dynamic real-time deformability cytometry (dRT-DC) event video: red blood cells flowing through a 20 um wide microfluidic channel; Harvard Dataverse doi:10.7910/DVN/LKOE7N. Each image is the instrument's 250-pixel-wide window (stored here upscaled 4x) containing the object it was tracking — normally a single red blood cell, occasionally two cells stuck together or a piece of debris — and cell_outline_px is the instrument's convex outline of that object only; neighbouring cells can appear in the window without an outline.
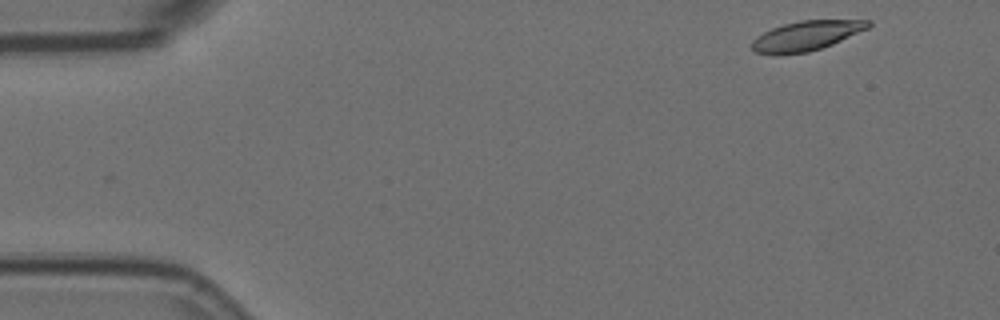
{"species": "Egyptian fruit bat (a non-hibernating species)", "species_latin": "Rousettus aegyptiacus", "temperature_condition": "room temperature", "stored_images_in_passage": 4, "camera_frame_rate_fps": 3000, "um_per_image_px": 0.085, "animal": {"sex": "female"}, "frame": {"image": 1, "passage_image": 1, "time_ms": 0.0, "image_size_px": [1000, 320], "cell_outline_px": [[872, 24], [868, 28], [832, 44], [808, 52], [756, 52], [752, 48], [752, 40], [756, 36], [772, 28], [784, 24], [800, 20], [872, 20]], "centroid_in_image_um": [68.59, 2.99], "position_along_channel_um": 16.4, "area_um2": 19.42}}
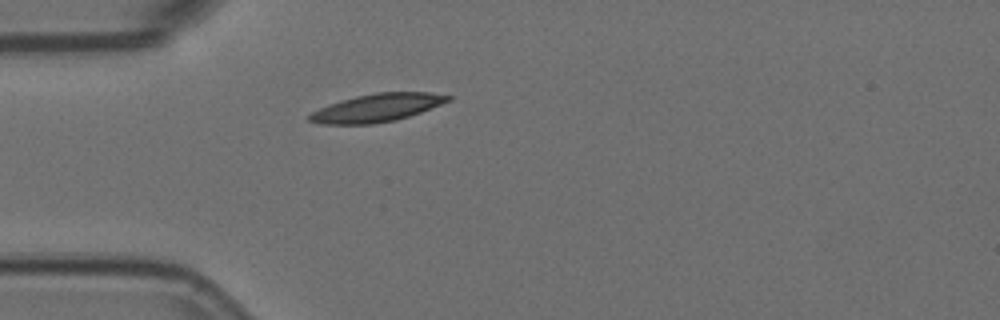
{"frame": {"image": 2, "passage_image": 4, "time_ms": 1.0, "image_size_px": [1000, 320], "cell_outline_px": [[452, 100], [420, 112], [396, 120], [372, 124], [320, 124], [308, 120], [308, 116], [312, 112], [328, 104], [356, 96], [376, 92], [428, 92], [452, 96]], "centroid_in_image_um": [32.04, 9.16], "position_along_channel_um": 53.0, "area_um2": 22.48}}